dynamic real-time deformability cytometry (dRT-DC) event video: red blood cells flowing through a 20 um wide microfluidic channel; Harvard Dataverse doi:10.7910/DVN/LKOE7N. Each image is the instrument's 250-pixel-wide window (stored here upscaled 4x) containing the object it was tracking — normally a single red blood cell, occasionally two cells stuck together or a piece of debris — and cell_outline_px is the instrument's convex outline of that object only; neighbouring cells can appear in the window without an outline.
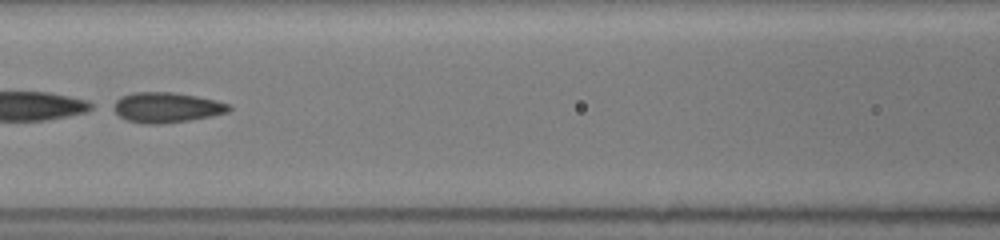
{"species": "common noctule bat (a hibernating species)", "species_latin": "Nyctalus noctula", "temperature_condition": "room temperature", "stored_images_in_passage": 43, "camera_frame_rate_fps": 3000, "um_per_image_px": 0.085, "animal": {"sex": "female", "body_mass_g": 19.5, "forearm_length_mm": 54.1}, "frame": {"image": 1, "passage_image": 19, "time_ms": 6.0, "image_size_px": [1000, 240], "cell_outline_px": [[232, 108], [228, 112], [212, 116], [188, 120], [160, 124], [144, 124], [128, 120], [120, 116], [108, 108], [108, 104], [120, 96], [132, 92], [172, 92], [196, 96], [216, 100], [228, 104]], "centroid_in_image_um": [14.06, 9.12], "position_along_channel_um": 152.5, "area_um2": 20.69}}
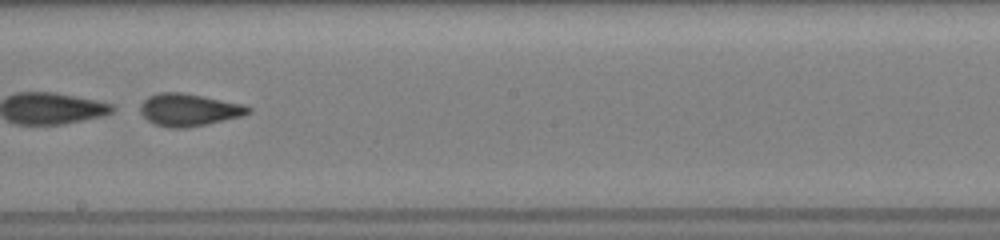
{"frame": {"image": 2, "passage_image": 25, "time_ms": 8.0, "image_size_px": [1000, 240], "cell_outline_px": [[252, 112], [240, 116], [208, 124], [184, 128], [168, 128], [156, 124], [148, 120], [140, 112], [140, 104], [148, 96], [160, 92], [180, 92], [244, 104], [252, 108]], "centroid_in_image_um": [16.05, 9.33], "position_along_channel_um": 232.1, "area_um2": 20.29}}